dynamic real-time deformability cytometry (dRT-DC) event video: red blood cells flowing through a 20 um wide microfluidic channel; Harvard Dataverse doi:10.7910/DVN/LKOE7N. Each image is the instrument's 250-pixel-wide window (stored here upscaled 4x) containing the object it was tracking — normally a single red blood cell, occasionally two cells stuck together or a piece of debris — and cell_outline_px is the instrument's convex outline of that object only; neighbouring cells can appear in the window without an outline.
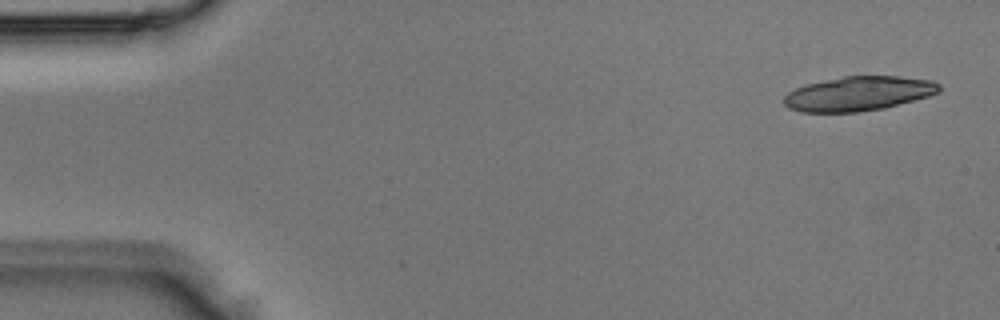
{"species": "Egyptian fruit bat (a non-hibernating species)", "species_latin": "Rousettus aegyptiacus", "temperature_condition": "room temperature", "stored_images_in_passage": 3, "camera_frame_rate_fps": 3000, "um_per_image_px": 0.085, "animal": {"sex": "male"}, "frame": {"image": 1, "passage_image": 1, "time_ms": 0.0, "image_size_px": [1000, 320], "cell_outline_px": [[940, 92], [928, 96], [884, 108], [856, 112], [800, 112], [788, 108], [784, 104], [784, 96], [788, 92], [796, 88], [808, 84], [844, 76], [900, 76], [932, 80], [940, 84]], "centroid_in_image_um": [72.98, 7.96], "position_along_channel_um": 12.0, "area_um2": 31.04}}